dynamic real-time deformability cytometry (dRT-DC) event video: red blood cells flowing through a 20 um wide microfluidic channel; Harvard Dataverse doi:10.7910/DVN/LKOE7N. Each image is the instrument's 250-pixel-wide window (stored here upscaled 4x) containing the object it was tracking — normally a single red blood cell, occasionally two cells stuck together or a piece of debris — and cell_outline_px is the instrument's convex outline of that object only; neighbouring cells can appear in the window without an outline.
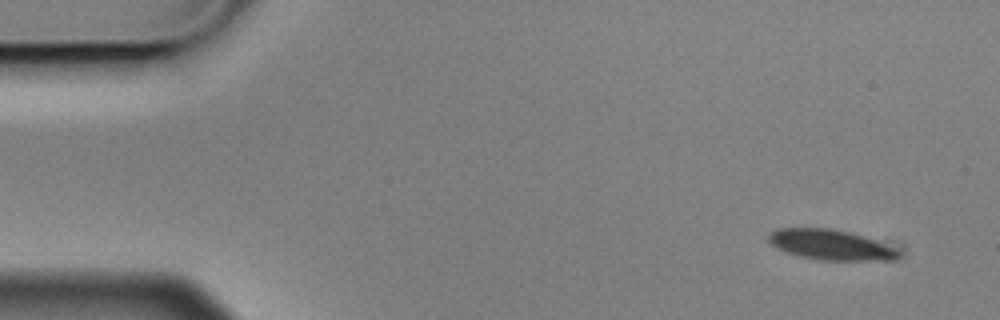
{"species": "Egyptian fruit bat (a non-hibernating species)", "species_latin": "Rousettus aegyptiacus", "temperature_condition": "cold", "stored_images_in_passage": 5, "camera_frame_rate_fps": 3000, "um_per_image_px": 0.085, "animal": {"sex": "male"}, "frame": {"image": 1, "passage_image": 1, "time_ms": 0.0, "image_size_px": [1000, 320], "cell_outline_px": [[900, 256], [892, 260], [820, 260], [800, 256], [776, 248], [768, 240], [768, 236], [776, 228], [828, 228], [848, 232], [900, 248]], "centroid_in_image_um": [70.63, 20.81], "position_along_channel_um": 14.4, "area_um2": 22.77}}
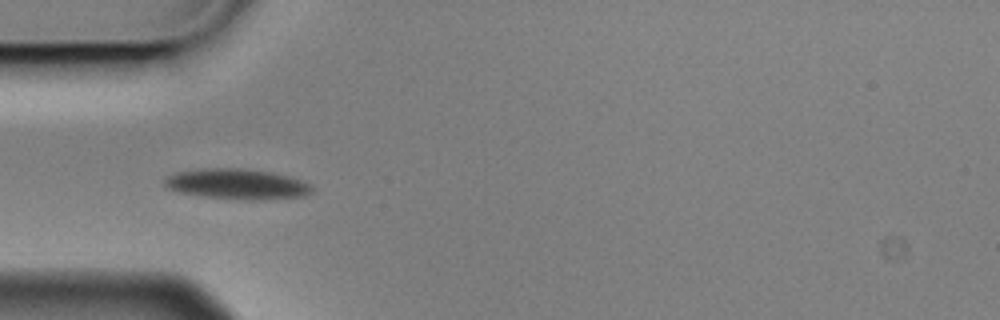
{"frame": {"image": 2, "passage_image": 4, "time_ms": 1.0, "image_size_px": [1000, 320], "cell_outline_px": [[312, 192], [304, 196], [256, 200], [252, 200], [204, 196], [180, 192], [168, 188], [164, 184], [164, 180], [168, 176], [176, 172], [200, 168], [240, 168], [268, 172], [288, 176], [300, 180], [308, 184], [312, 188]], "centroid_in_image_um": [20.12, 15.64], "position_along_channel_um": 64.9, "area_um2": 25.72}}
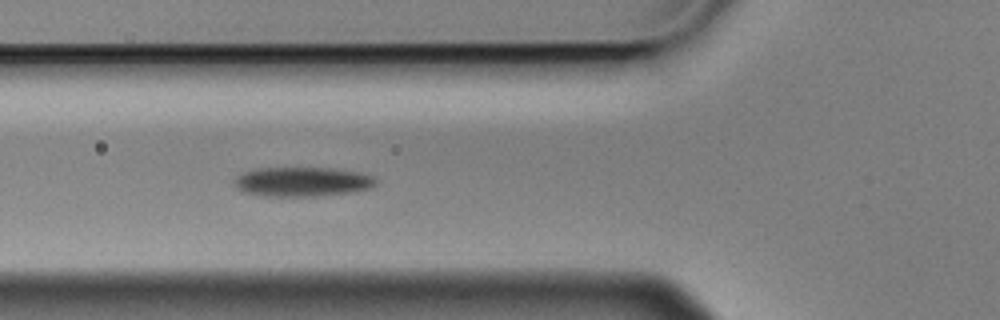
{"frame": {"image": 3, "passage_image": 5, "time_ms": 1.333, "image_size_px": [1000, 320], "cell_outline_px": [[376, 184], [372, 188], [348, 192], [312, 196], [280, 196], [244, 192], [236, 188], [236, 176], [244, 172], [260, 168], [328, 168], [360, 172], [372, 176], [376, 180]], "centroid_in_image_um": [25.73, 15.43], "position_along_channel_um": 100.1, "area_um2": 23.76}}